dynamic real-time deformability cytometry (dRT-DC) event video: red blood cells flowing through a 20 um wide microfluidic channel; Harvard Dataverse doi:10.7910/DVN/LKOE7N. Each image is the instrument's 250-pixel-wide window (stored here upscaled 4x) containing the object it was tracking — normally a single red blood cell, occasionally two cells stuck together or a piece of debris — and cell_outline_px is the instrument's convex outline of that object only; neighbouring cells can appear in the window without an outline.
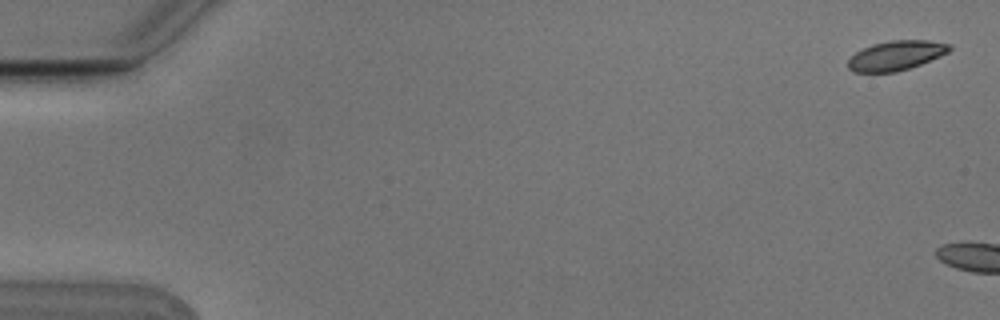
{"species": "Egyptian fruit bat (a non-hibernating species)", "species_latin": "Rousettus aegyptiacus", "temperature_condition": "cold", "stored_images_in_passage": 2, "camera_frame_rate_fps": 3000, "um_per_image_px": 0.085, "animal": {"sex": "male"}, "frame": {"image": 1, "passage_image": 1, "time_ms": 0.0, "image_size_px": [1000, 320], "cell_outline_px": [[952, 48], [948, 52], [940, 56], [920, 64], [896, 72], [852, 72], [848, 68], [848, 60], [856, 52], [872, 44], [892, 40], [928, 40], [952, 44]], "centroid_in_image_um": [76.17, 4.71], "position_along_channel_um": 8.8, "area_um2": 17.4}}